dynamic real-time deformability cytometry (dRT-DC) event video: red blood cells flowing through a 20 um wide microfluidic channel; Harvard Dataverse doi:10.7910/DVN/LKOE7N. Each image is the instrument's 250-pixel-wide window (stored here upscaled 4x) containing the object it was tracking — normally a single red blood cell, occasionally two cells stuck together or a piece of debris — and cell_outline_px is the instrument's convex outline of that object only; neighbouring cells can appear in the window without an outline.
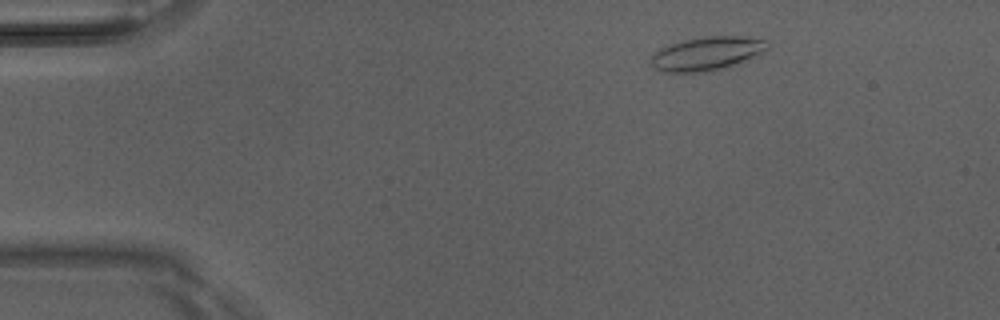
{"species": "Egyptian fruit bat (a non-hibernating species)", "species_latin": "Rousettus aegyptiacus", "temperature_condition": "room temperature", "stored_images_in_passage": 48, "camera_frame_rate_fps": 3000, "um_per_image_px": 0.085, "animal": {"sex": "male"}, "frame": {"image": 1, "passage_image": 6, "time_ms": 1.667, "image_size_px": [1000, 320], "cell_outline_px": [[768, 48], [736, 64], [724, 68], [704, 72], [664, 72], [652, 68], [648, 60], [660, 48], [684, 40], [704, 36], [740, 36], [764, 40]], "centroid_in_image_um": [59.98, 4.56], "position_along_channel_um": 25.0, "area_um2": 22.48}}
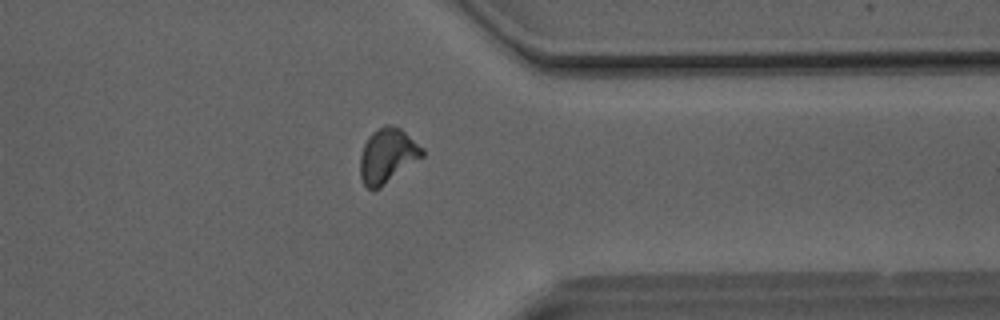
{"frame": {"image": 2, "passage_image": 38, "time_ms": 12.333, "image_size_px": [1000, 320], "cell_outline_px": [[424, 156], [380, 188], [368, 188], [364, 184], [360, 176], [360, 156], [364, 144], [368, 136], [372, 132], [384, 124], [388, 124], [400, 128], [424, 148]], "centroid_in_image_um": [32.94, 13.21], "position_along_channel_um": 378.5, "area_um2": 19.77}}
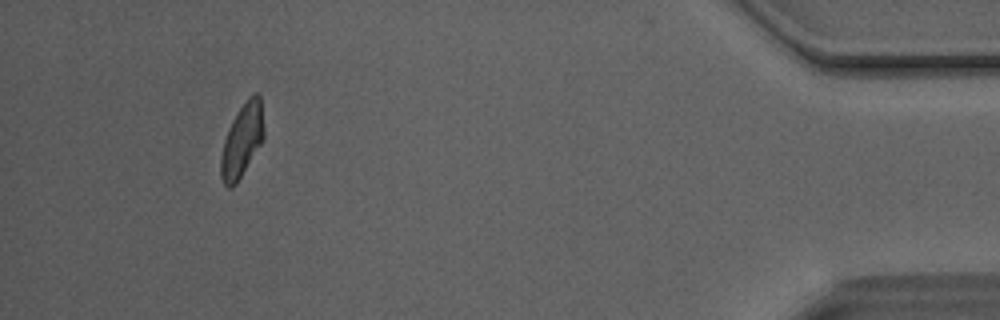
{"frame": {"image": 3, "passage_image": 45, "time_ms": 14.667, "image_size_px": [1000, 320], "cell_outline_px": [[264, 140], [236, 184], [232, 188], [228, 188], [224, 184], [220, 176], [220, 156], [224, 140], [228, 128], [232, 120], [248, 96], [256, 92], [260, 96], [264, 128]], "centroid_in_image_um": [20.57, 11.95], "position_along_channel_um": 414.6, "area_um2": 18.55}, "authors_computed_cell_mechanics": {"area_um2": 19.1318, "velocity_mm_per_s": 4.1132, "shape_relaxation_time_tau1_ms": 5.2308, "shape_relaxation_time_tau2_ms": 2.6087, "deformation_change_tau1": 0.1551, "deformation_change_tau2": 0.087}}